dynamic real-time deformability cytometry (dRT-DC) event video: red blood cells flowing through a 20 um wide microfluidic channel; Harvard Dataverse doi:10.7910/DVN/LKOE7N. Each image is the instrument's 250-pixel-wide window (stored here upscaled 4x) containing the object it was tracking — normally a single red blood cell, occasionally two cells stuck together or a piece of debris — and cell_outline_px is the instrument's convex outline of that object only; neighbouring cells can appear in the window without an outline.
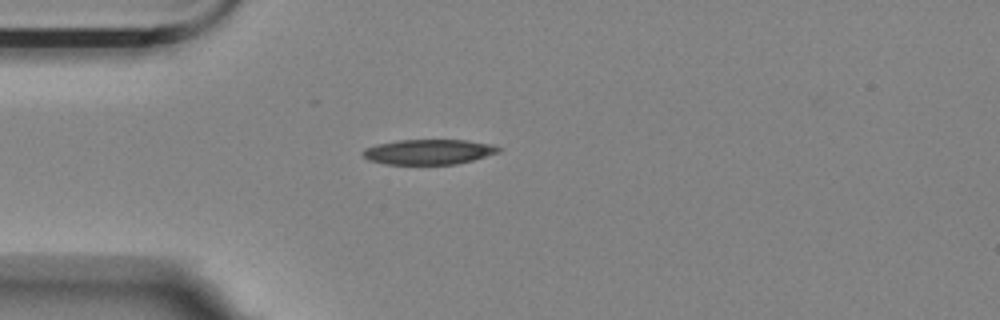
{"species": "Egyptian fruit bat (a non-hibernating species)", "species_latin": "Rousettus aegyptiacus", "temperature_condition": "room temperature", "stored_images_in_passage": 2, "camera_frame_rate_fps": 3000, "um_per_image_px": 0.085, "animal": {"sex": "female"}, "frame": {"image": 1, "passage_image": 1, "time_ms": 0.0, "image_size_px": [1000, 320], "cell_outline_px": [[504, 148], [500, 152], [472, 160], [456, 164], [384, 164], [368, 160], [360, 152], [364, 148], [376, 144], [400, 140], [464, 140], [492, 144]], "centroid_in_image_um": [36.43, 12.9], "position_along_channel_um": 48.6, "area_um2": 19.94}}